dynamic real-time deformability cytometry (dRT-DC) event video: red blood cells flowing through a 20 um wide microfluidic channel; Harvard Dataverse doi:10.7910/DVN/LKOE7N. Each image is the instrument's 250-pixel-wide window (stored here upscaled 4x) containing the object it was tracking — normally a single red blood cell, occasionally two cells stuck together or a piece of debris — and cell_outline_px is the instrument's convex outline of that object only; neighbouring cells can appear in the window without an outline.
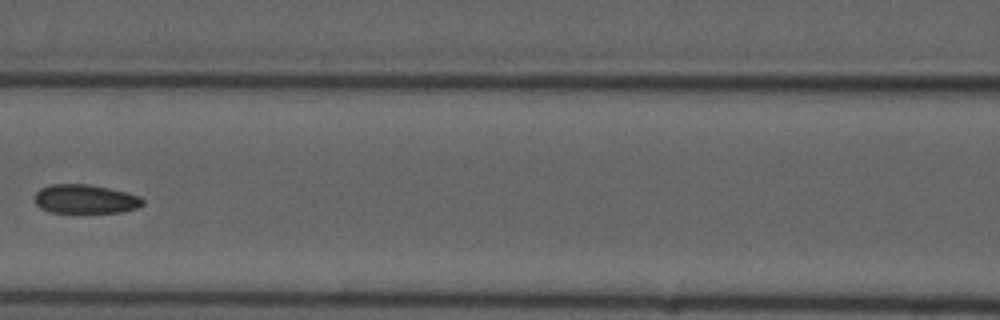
{"species": "common noctule bat (a hibernating species)", "species_latin": "Nyctalus noctula", "temperature_condition": "cold", "stored_images_in_passage": 9, "camera_frame_rate_fps": 3000, "um_per_image_px": 0.085, "animal": {"sex": "male", "forearm_length_mm": 52.5}, "frame": {"image": 1, "passage_image": 6, "time_ms": 7.667, "image_size_px": [1000, 320], "cell_outline_px": [[144, 204], [136, 208], [120, 212], [52, 212], [40, 208], [36, 204], [36, 192], [40, 188], [52, 184], [88, 184], [128, 192], [140, 196], [144, 200]], "centroid_in_image_um": [7.27, 16.91], "position_along_channel_um": 159.3, "area_um2": 18.15}}
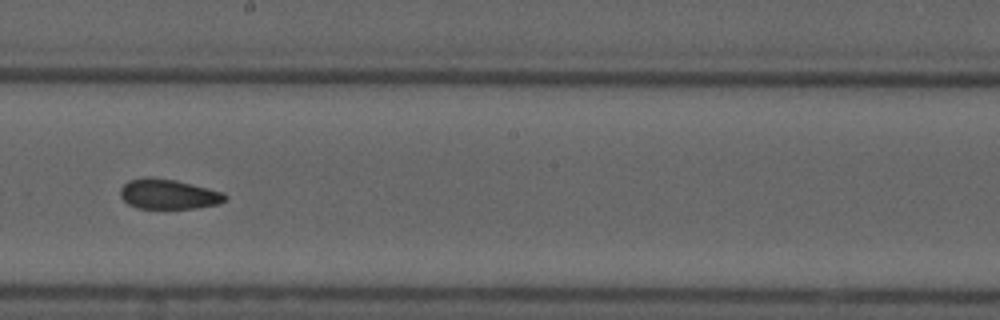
{"frame": {"image": 2, "passage_image": 8, "time_ms": 9.667, "image_size_px": [1000, 320], "cell_outline_px": [[228, 196], [220, 204], [196, 208], [136, 208], [128, 204], [120, 196], [120, 188], [128, 180], [176, 180], [224, 192]], "centroid_in_image_um": [14.37, 16.54], "position_along_channel_um": 233.8, "area_um2": 17.74}}
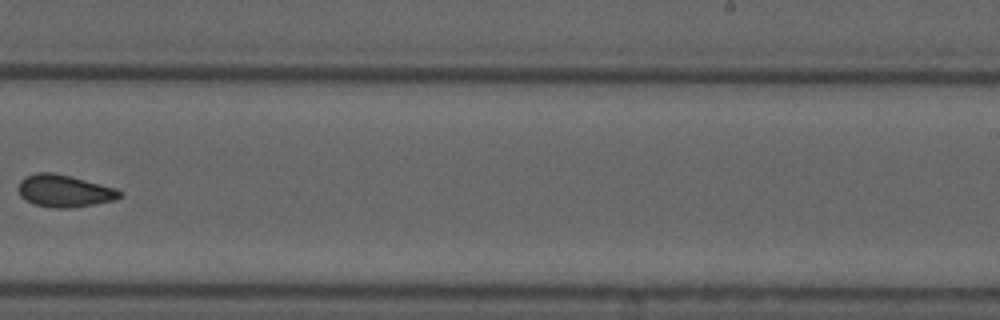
{"frame": {"image": 3, "passage_image": 9, "time_ms": 11.0, "image_size_px": [1000, 320], "cell_outline_px": [[124, 192], [116, 200], [72, 208], [52, 208], [32, 204], [24, 200], [20, 196], [20, 180], [36, 172], [52, 172], [72, 176], [116, 188]], "centroid_in_image_um": [5.49, 16.24], "position_along_channel_um": 283.5, "area_um2": 19.19}}